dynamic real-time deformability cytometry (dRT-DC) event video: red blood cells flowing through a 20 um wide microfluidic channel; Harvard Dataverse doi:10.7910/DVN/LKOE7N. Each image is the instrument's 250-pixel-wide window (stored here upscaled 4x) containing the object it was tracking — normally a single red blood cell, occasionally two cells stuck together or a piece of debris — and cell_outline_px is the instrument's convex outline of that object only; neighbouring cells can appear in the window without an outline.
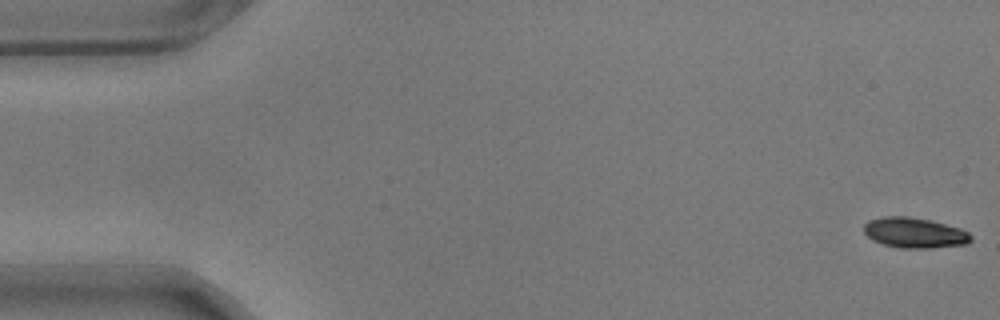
{"species": "common noctule bat (a hibernating species)", "species_latin": "Nyctalus noctula", "temperature_condition": "warm", "stored_images_in_passage": 58, "camera_frame_rate_fps": 3000, "um_per_image_px": 0.085, "animal": {"sex": "male", "body_mass_g": 17.9}, "frame": {"image": 1, "passage_image": 1, "time_ms": 0.0, "image_size_px": [1000, 320], "cell_outline_px": [[972, 240], [968, 244], [932, 248], [900, 248], [884, 244], [872, 240], [864, 232], [864, 224], [868, 220], [884, 216], [908, 216], [932, 220], [960, 228], [968, 232], [972, 236]], "centroid_in_image_um": [77.75, 19.78], "position_along_channel_um": 7.2, "area_um2": 19.13}}
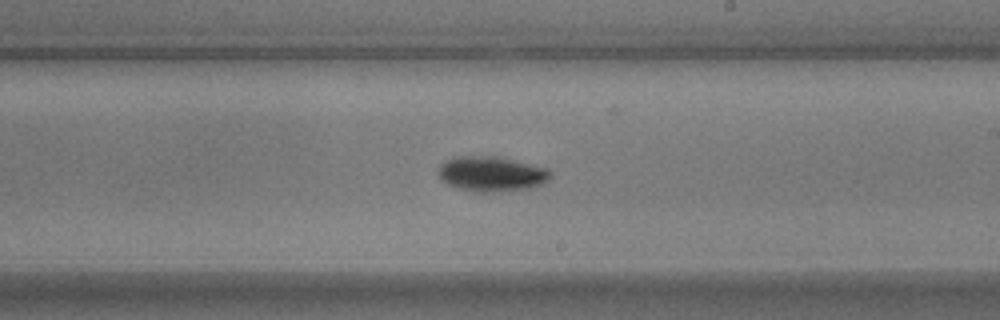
{"frame": {"image": 2, "passage_image": 33, "time_ms": 10.667, "image_size_px": [1000, 320], "cell_outline_px": [[552, 176], [544, 184], [528, 188], [484, 192], [480, 192], [460, 188], [448, 184], [436, 172], [448, 160], [460, 156], [496, 156], [548, 168], [552, 172]], "centroid_in_image_um": [41.84, 14.77], "position_along_channel_um": 247.2, "area_um2": 22.43}}
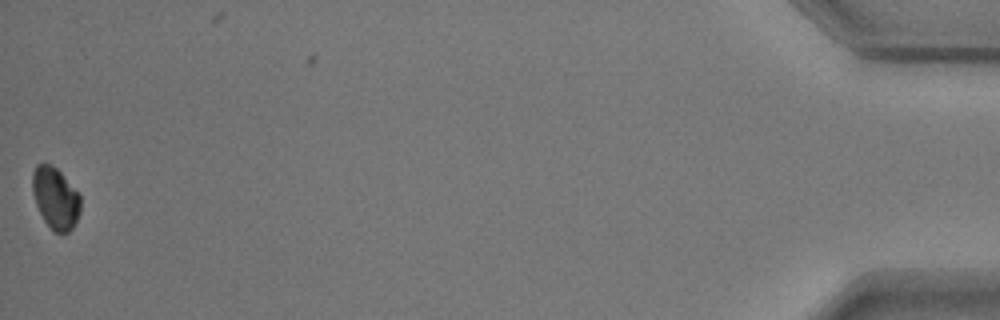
{"frame": {"image": 3, "passage_image": 57, "time_ms": 18.667, "image_size_px": [1000, 320], "cell_outline_px": [[80, 212], [72, 228], [68, 232], [56, 232], [44, 220], [36, 204], [32, 192], [32, 172], [36, 164], [48, 164], [56, 168], [80, 192]], "centroid_in_image_um": [4.72, 16.81], "position_along_channel_um": 430.5, "area_um2": 17.17}, "authors_computed_cell_mechanics": {"area_um2": 19.5653, "velocity_mm_per_s": 3.5225, "shape_relaxation_time_tau1_ms": 3.2485, "shape_relaxation_time_tau2_ms": null, "deformation_change_tau1": 0.1277, "deformation_change_tau2": null}}